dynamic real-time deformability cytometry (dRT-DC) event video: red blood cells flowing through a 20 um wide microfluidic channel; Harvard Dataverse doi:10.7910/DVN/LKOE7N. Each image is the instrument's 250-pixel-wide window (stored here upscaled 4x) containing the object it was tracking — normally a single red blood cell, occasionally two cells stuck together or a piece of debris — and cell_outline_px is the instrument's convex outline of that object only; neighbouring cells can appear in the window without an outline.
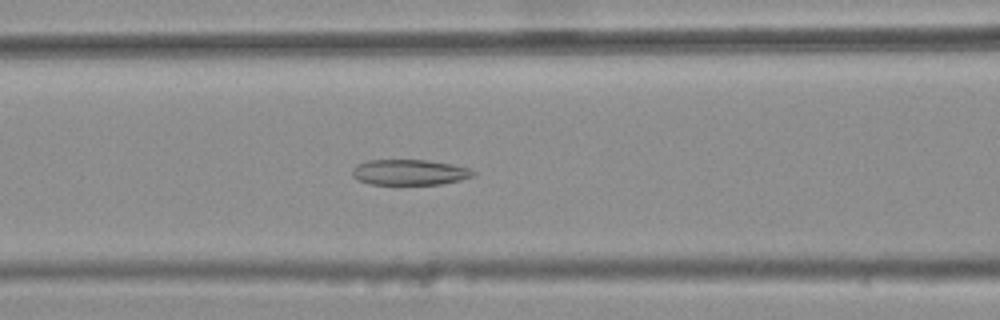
{"species": "common noctule bat (a hibernating species)", "species_latin": "Nyctalus noctula", "temperature_condition": "warm", "stored_images_in_passage": 46, "camera_frame_rate_fps": 3000, "um_per_image_px": 0.085, "animal": {"sex": "female", "body_mass_g": 25.1}, "frame": {"image": 1, "passage_image": 22, "time_ms": 7.0, "image_size_px": [1000, 320], "cell_outline_px": [[476, 172], [472, 176], [460, 180], [440, 184], [368, 184], [352, 176], [352, 168], [356, 164], [368, 160], [424, 160], [452, 164], [468, 168]], "centroid_in_image_um": [34.77, 14.64], "position_along_channel_um": 131.8, "area_um2": 17.92}}
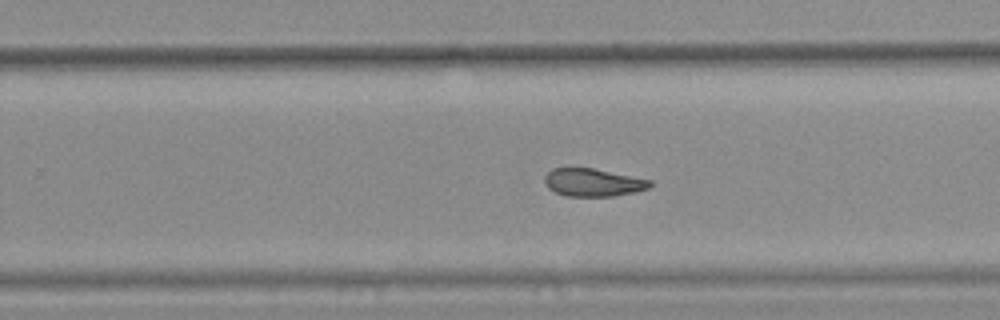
{"frame": {"image": 2, "passage_image": 34, "time_ms": 11.0, "image_size_px": [1000, 320], "cell_outline_px": [[652, 184], [648, 188], [636, 192], [612, 196], [568, 196], [556, 192], [548, 188], [544, 184], [544, 176], [552, 168], [592, 168], [652, 180]], "centroid_in_image_um": [50.39, 15.51], "position_along_channel_um": 279.4, "area_um2": 17.05}}
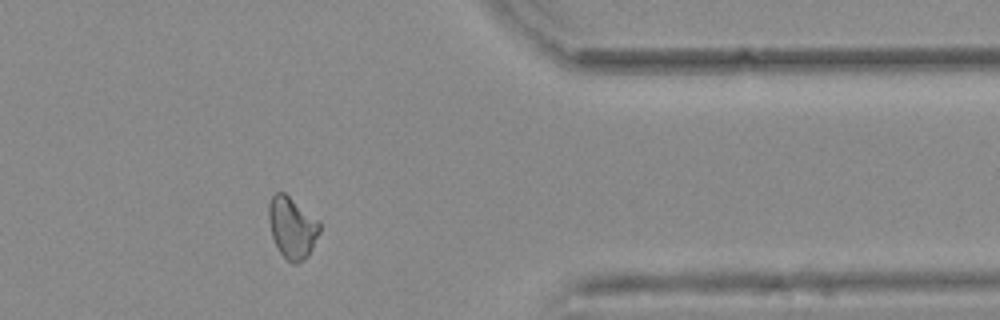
{"frame": {"image": 3, "passage_image": 44, "time_ms": 14.333, "image_size_px": [1000, 320], "cell_outline_px": [[320, 232], [308, 256], [296, 264], [292, 264], [280, 252], [272, 236], [268, 220], [268, 204], [272, 196], [276, 192], [284, 192], [320, 220]], "centroid_in_image_um": [24.84, 19.32], "position_along_channel_um": 386.6, "area_um2": 18.32}, "authors_computed_cell_mechanics": {"area_um2": 18.7272, "velocity_mm_per_s": 3.6958, "shape_relaxation_time_tau1_ms": null, "shape_relaxation_time_tau2_ms": 3.8814, "deformation_change_tau1": null, "deformation_change_tau2": 0.104}}